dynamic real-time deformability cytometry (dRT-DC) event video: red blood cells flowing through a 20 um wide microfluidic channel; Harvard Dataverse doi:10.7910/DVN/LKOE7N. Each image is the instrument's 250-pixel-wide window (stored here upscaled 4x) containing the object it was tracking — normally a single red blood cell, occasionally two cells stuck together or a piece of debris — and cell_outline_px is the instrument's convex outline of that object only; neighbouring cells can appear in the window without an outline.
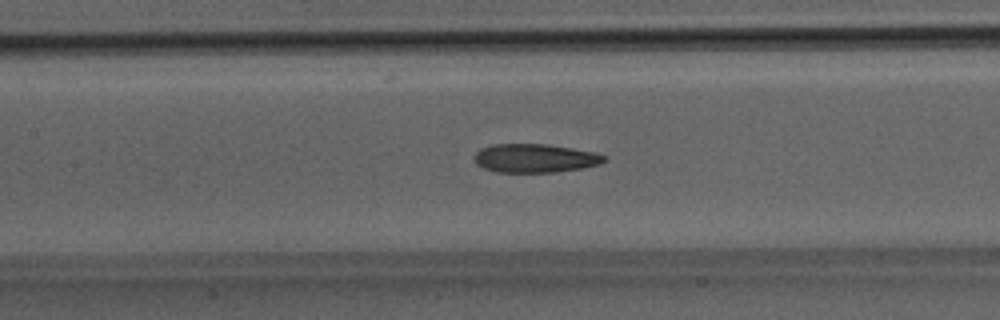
{"species": "Egyptian fruit bat (a non-hibernating species)", "species_latin": "Rousettus aegyptiacus", "temperature_condition": "room temperature", "stored_images_in_passage": 39, "camera_frame_rate_fps": 3000, "um_per_image_px": 0.085, "animal": {"sex": "male"}, "frame": {"image": 1, "passage_image": 18, "time_ms": 5.667, "image_size_px": [1000, 320], "cell_outline_px": [[608, 160], [584, 168], [556, 172], [496, 172], [484, 168], [476, 164], [472, 156], [480, 148], [492, 144], [548, 144], [596, 152], [604, 156]], "centroid_in_image_um": [45.44, 13.44], "position_along_channel_um": 162.0, "area_um2": 21.85}}
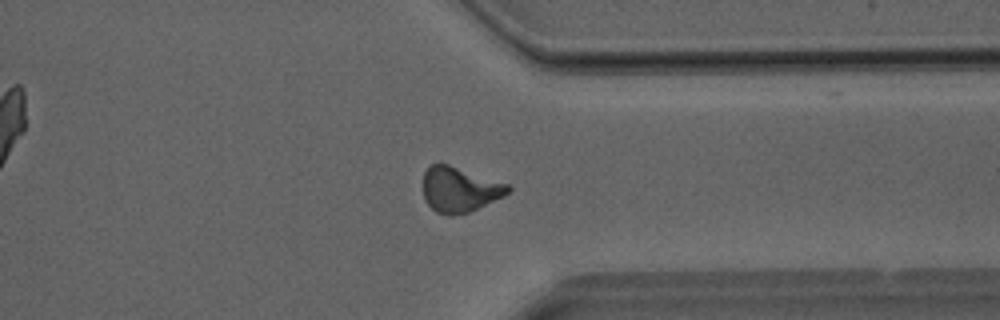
{"frame": {"image": 2, "passage_image": 30, "time_ms": 9.667, "image_size_px": [1000, 320], "cell_outline_px": [[512, 188], [504, 196], [468, 212], [452, 216], [448, 216], [436, 212], [424, 200], [424, 172], [432, 164], [448, 164], [508, 184]], "centroid_in_image_um": [39.06, 16.12], "position_along_channel_um": 372.3, "area_um2": 22.08}}
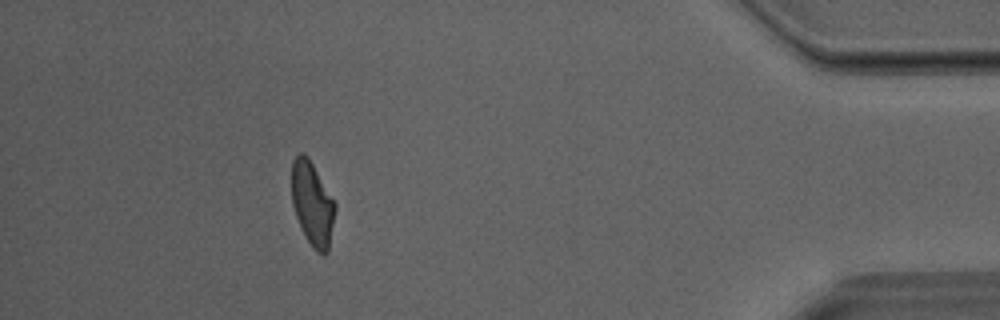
{"frame": {"image": 3, "passage_image": 35, "time_ms": 11.333, "image_size_px": [1000, 320], "cell_outline_px": [[336, 208], [328, 252], [324, 256], [316, 252], [312, 248], [296, 216], [292, 204], [292, 160], [300, 152], [304, 152], [308, 156], [336, 204]], "centroid_in_image_um": [26.55, 17.32], "position_along_channel_um": 408.6, "area_um2": 21.15}}